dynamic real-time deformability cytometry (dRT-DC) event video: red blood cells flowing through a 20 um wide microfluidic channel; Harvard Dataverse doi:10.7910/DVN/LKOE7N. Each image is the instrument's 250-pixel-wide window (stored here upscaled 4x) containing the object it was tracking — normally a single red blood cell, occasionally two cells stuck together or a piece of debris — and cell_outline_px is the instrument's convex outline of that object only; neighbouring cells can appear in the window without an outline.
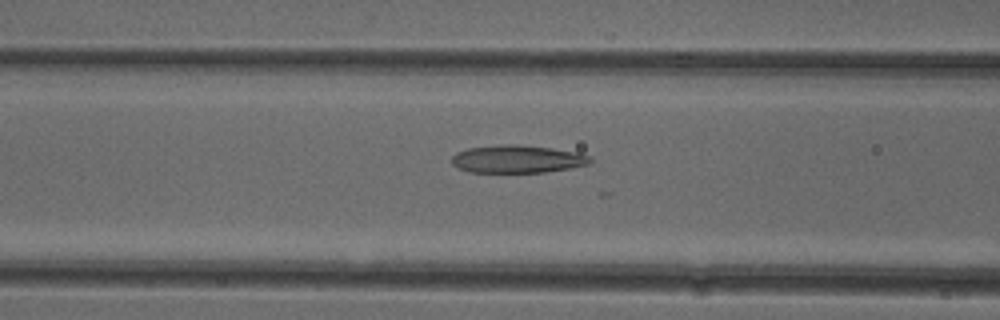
{"species": "common noctule bat (a hibernating species)", "species_latin": "Nyctalus noctula", "temperature_condition": "cold", "stored_images_in_passage": 51, "camera_frame_rate_fps": 3000, "um_per_image_px": 0.085, "animal": {"sex": "female"}, "frame": {"image": 1, "passage_image": 20, "time_ms": 6.333, "image_size_px": [1000, 320], "cell_outline_px": [[592, 160], [588, 164], [568, 168], [544, 172], [468, 172], [452, 164], [452, 156], [456, 152], [468, 148], [504, 144], [516, 144], [552, 148], [576, 152], [592, 156]], "centroid_in_image_um": [43.97, 13.51], "position_along_channel_um": 122.6, "area_um2": 22.31}}
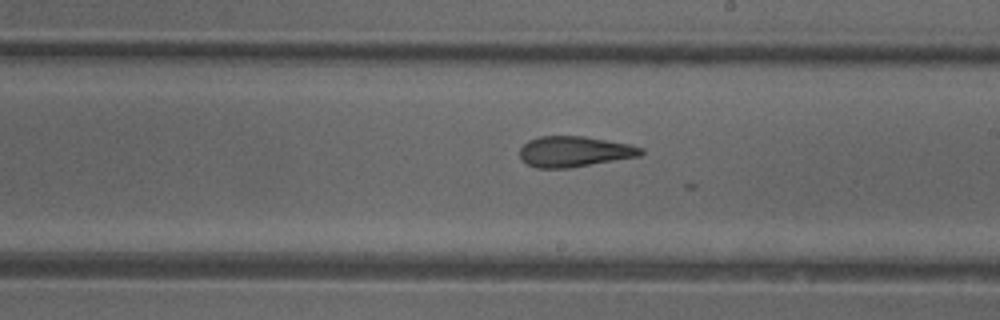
{"frame": {"image": 2, "passage_image": 29, "time_ms": 9.333, "image_size_px": [1000, 320], "cell_outline_px": [[644, 152], [640, 156], [568, 168], [536, 168], [520, 160], [520, 148], [528, 140], [540, 136], [584, 136], [608, 140], [628, 144], [644, 148]], "centroid_in_image_um": [48.8, 12.88], "position_along_channel_um": 240.2, "area_um2": 21.68}}
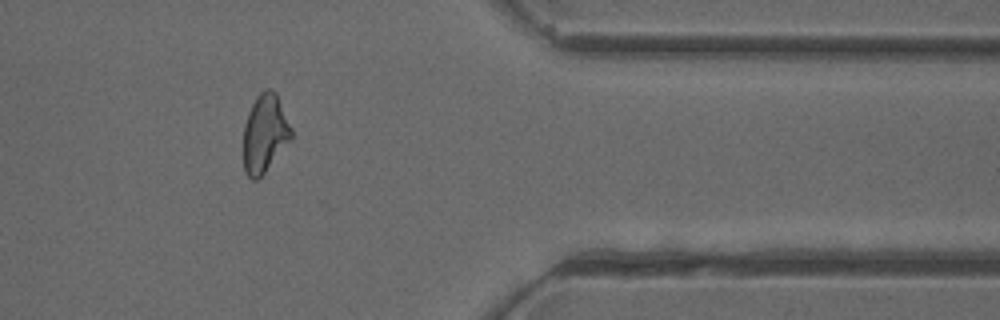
{"frame": {"image": 3, "passage_image": 42, "time_ms": 13.667, "image_size_px": [1000, 320], "cell_outline_px": [[292, 136], [264, 172], [256, 180], [252, 180], [244, 172], [244, 124], [248, 112], [256, 96], [264, 88], [272, 88], [276, 92], [292, 128]], "centroid_in_image_um": [22.49, 11.29], "position_along_channel_um": 388.9, "area_um2": 21.56}}